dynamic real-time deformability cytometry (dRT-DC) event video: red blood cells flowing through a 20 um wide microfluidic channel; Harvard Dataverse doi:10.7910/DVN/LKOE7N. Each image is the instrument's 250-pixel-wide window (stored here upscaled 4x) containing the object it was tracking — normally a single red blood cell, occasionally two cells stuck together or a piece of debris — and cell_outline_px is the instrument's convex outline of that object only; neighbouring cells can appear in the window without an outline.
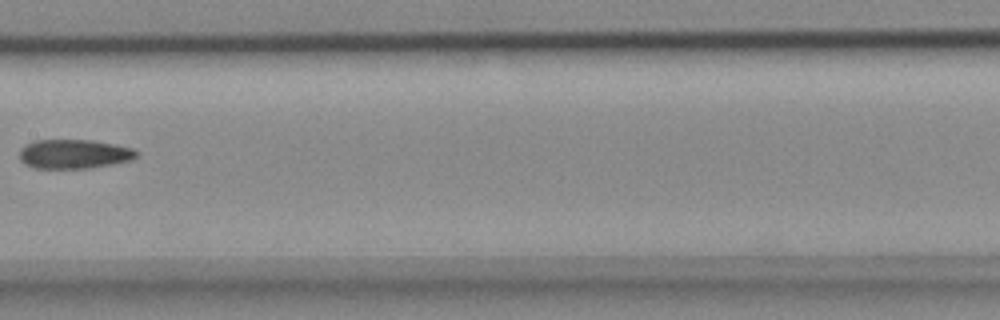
{"species": "common noctule bat (a hibernating species)", "species_latin": "Nyctalus noctula", "temperature_condition": "cold", "stored_images_in_passage": 9, "camera_frame_rate_fps": 3000, "um_per_image_px": 0.085, "animal": {"sex": "female", "body_mass_g": 18.4}, "frame": {"image": 1, "passage_image": 8, "time_ms": 2.333, "image_size_px": [1000, 320], "cell_outline_px": [[136, 156], [132, 160], [92, 168], [36, 168], [24, 164], [20, 160], [20, 148], [36, 140], [92, 140], [132, 148], [136, 152]], "centroid_in_image_um": [6.27, 13.09], "position_along_channel_um": 201.1, "area_um2": 19.77}}
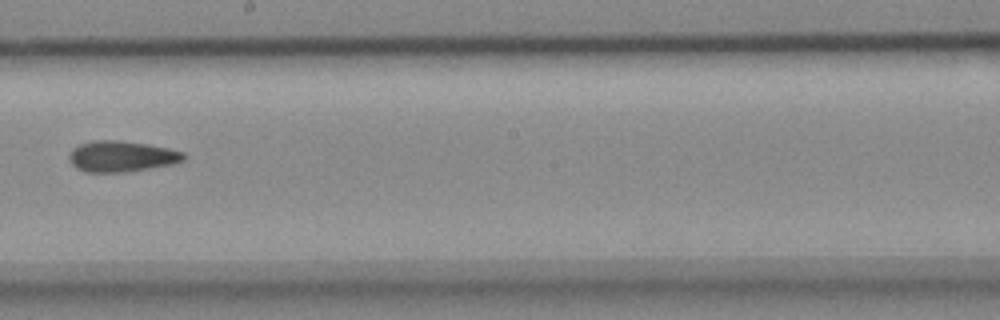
{"frame": {"image": 2, "passage_image": 9, "time_ms": 2.667, "image_size_px": [1000, 320], "cell_outline_px": [[184, 160], [172, 164], [148, 168], [120, 172], [84, 172], [76, 168], [72, 164], [68, 156], [72, 148], [80, 144], [92, 140], [120, 140], [168, 148], [184, 152]], "centroid_in_image_um": [10.28, 13.28], "position_along_channel_um": 237.9, "area_um2": 20.46}}